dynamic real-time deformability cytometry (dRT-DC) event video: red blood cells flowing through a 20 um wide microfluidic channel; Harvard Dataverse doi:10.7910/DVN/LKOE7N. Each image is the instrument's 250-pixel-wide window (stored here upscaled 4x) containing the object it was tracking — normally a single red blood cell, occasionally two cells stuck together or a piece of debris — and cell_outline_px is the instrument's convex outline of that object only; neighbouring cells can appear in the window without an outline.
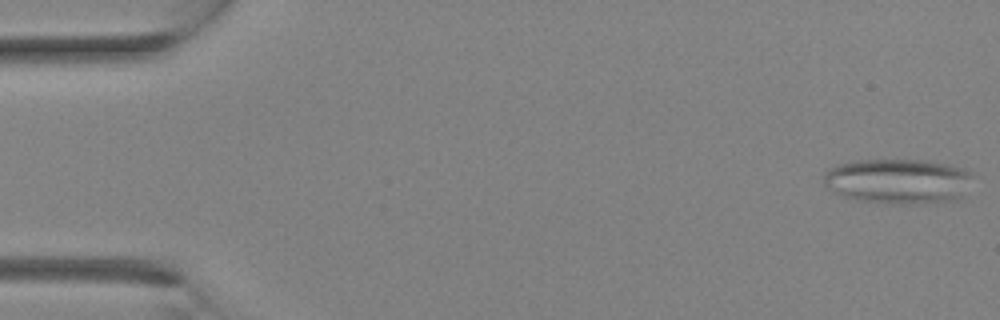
{"species": "Egyptian fruit bat (a non-hibernating species)", "species_latin": "Rousettus aegyptiacus", "temperature_condition": "room temperature", "stored_images_in_passage": 3, "camera_frame_rate_fps": 3000, "um_per_image_px": 0.085, "animal": {"sex": "female"}, "frame": {"image": 1, "passage_image": 1, "time_ms": 0.0, "image_size_px": [1000, 320], "cell_outline_px": [[972, 172], [964, 196], [956, 200], [936, 204], [880, 204], [856, 200], [832, 192], [824, 184], [824, 172], [840, 164], [852, 160], [928, 160], [948, 164], [964, 168]], "centroid_in_image_um": [76.36, 15.43], "position_along_channel_um": 8.6, "area_um2": 39.94}}